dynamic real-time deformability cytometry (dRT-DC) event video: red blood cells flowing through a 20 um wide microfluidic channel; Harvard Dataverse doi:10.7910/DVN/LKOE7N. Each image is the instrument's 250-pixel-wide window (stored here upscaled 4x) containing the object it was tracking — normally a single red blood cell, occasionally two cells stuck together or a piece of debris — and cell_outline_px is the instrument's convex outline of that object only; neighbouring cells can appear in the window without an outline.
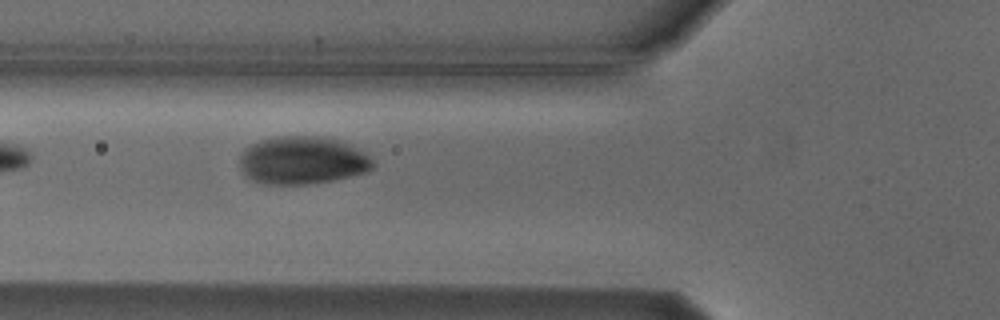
{"species": "Egyptian fruit bat (a non-hibernating species)", "species_latin": "Rousettus aegyptiacus", "temperature_condition": "cold", "stored_images_in_passage": 3, "camera_frame_rate_fps": 3000, "um_per_image_px": 0.085, "animal": {"sex": "male"}, "frame": {"image": 1, "passage_image": 3, "time_ms": 2.333, "image_size_px": [1000, 320], "cell_outline_px": [[376, 164], [368, 172], [332, 180], [304, 184], [264, 184], [252, 180], [244, 176], [240, 168], [240, 156], [244, 148], [260, 140], [276, 136], [324, 136], [348, 144], [364, 152]], "centroid_in_image_um": [25.67, 13.63], "position_along_channel_um": 100.1, "area_um2": 37.28}}